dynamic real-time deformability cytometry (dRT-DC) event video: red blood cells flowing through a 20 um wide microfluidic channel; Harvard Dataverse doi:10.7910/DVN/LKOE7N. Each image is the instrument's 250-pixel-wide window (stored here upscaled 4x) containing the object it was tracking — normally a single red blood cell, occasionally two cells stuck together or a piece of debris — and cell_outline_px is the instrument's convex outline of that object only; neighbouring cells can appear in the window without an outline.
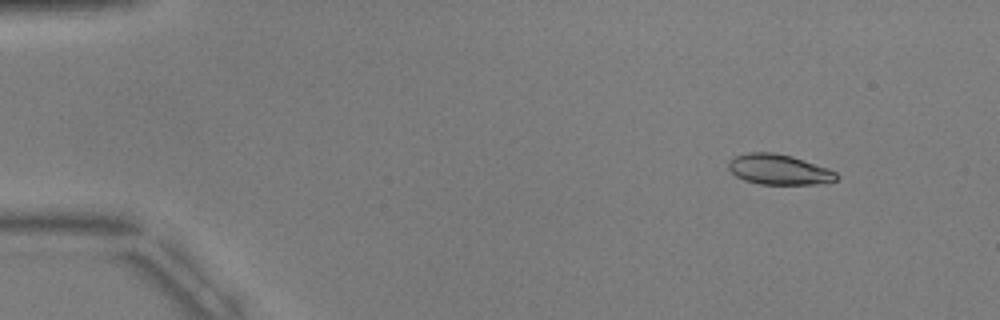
{"species": "common noctule bat (a hibernating species)", "species_latin": "Nyctalus noctula", "temperature_condition": "warm", "stored_images_in_passage": 5, "camera_frame_rate_fps": 3000, "um_per_image_px": 0.085, "animal": {"sex": "male", "body_mass_g": 17.9, "forearm_length_mm": 54.2}, "frame": {"image": 1, "passage_image": 2, "time_ms": 1.333, "image_size_px": [1000, 320], "cell_outline_px": [[840, 176], [836, 180], [824, 184], [760, 184], [744, 180], [736, 176], [728, 168], [728, 160], [736, 156], [748, 152], [772, 152], [792, 156], [828, 168], [836, 172]], "centroid_in_image_um": [66.22, 14.41], "position_along_channel_um": 18.8, "area_um2": 19.19}}
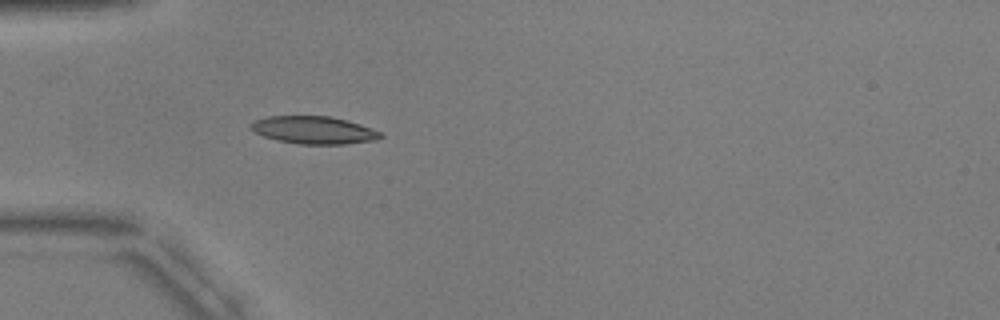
{"frame": {"image": 2, "passage_image": 5, "time_ms": 5.0, "image_size_px": [1000, 320], "cell_outline_px": [[384, 136], [376, 140], [344, 144], [300, 144], [280, 140], [264, 136], [256, 132], [248, 124], [252, 120], [268, 116], [332, 116], [348, 120], [360, 124], [380, 132]], "centroid_in_image_um": [26.68, 11.04], "position_along_channel_um": 58.3, "area_um2": 20.81}}